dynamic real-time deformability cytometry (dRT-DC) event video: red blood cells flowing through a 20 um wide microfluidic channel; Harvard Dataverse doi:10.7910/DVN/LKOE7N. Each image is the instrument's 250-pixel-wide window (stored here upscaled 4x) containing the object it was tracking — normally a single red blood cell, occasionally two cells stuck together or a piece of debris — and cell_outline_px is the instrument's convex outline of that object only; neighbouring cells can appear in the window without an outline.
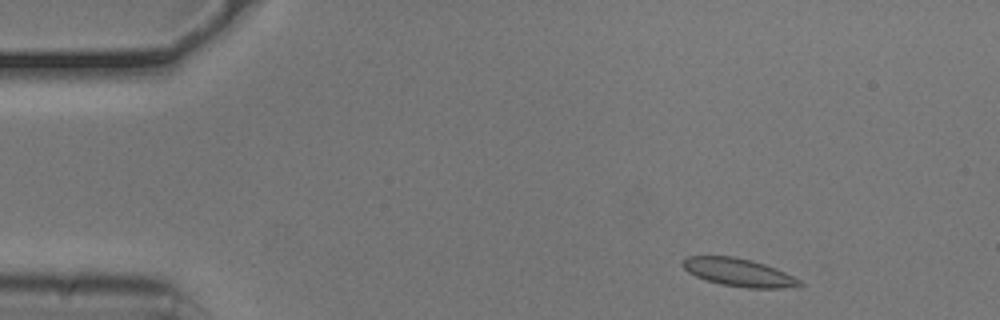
{"species": "common noctule bat (a hibernating species)", "species_latin": "Nyctalus noctula", "temperature_condition": "cold", "stored_images_in_passage": 47, "camera_frame_rate_fps": 3000, "um_per_image_px": 0.085, "animal": {"sex": "male", "body_mass_g": 20.5, "forearm_length_mm": 52.5}, "frame": {"image": 1, "passage_image": 1, "time_ms": 0.0, "image_size_px": [1000, 320], "cell_outline_px": [[804, 284], [784, 288], [748, 288], [720, 284], [704, 280], [688, 272], [680, 264], [688, 256], [732, 256], [752, 260], [776, 268], [800, 280]], "centroid_in_image_um": [62.75, 23.15], "position_along_channel_um": 22.2, "area_um2": 18.96}}
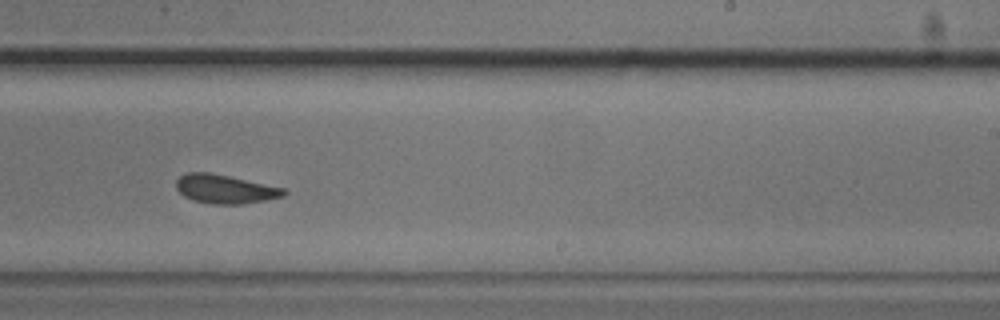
{"frame": {"image": 2, "passage_image": 27, "time_ms": 8.667, "image_size_px": [1000, 320], "cell_outline_px": [[288, 192], [284, 196], [244, 204], [212, 204], [192, 200], [184, 196], [176, 188], [176, 180], [180, 176], [188, 172], [212, 172], [284, 188]], "centroid_in_image_um": [19.12, 16.06], "position_along_channel_um": 269.9, "area_um2": 18.15}}
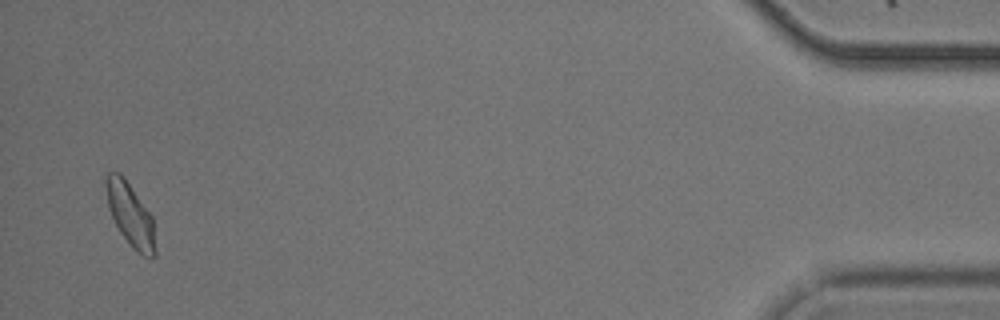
{"frame": {"image": 3, "passage_image": 46, "time_ms": 15.0, "image_size_px": [1000, 320], "cell_outline_px": [[156, 256], [152, 260], [136, 252], [132, 248], [120, 232], [108, 208], [104, 180], [108, 172], [120, 172], [124, 176], [152, 216], [156, 252]], "centroid_in_image_um": [11.08, 18.26], "position_along_channel_um": 424.1, "area_um2": 18.32}, "authors_computed_cell_mechanics": {"area_um2": 18.207, "velocity_mm_per_s": 3.7568, "shape_relaxation_time_tau1_ms": null, "shape_relaxation_time_tau2_ms": 2.0038, "deformation_change_tau1": null, "deformation_change_tau2": 0.0523}}